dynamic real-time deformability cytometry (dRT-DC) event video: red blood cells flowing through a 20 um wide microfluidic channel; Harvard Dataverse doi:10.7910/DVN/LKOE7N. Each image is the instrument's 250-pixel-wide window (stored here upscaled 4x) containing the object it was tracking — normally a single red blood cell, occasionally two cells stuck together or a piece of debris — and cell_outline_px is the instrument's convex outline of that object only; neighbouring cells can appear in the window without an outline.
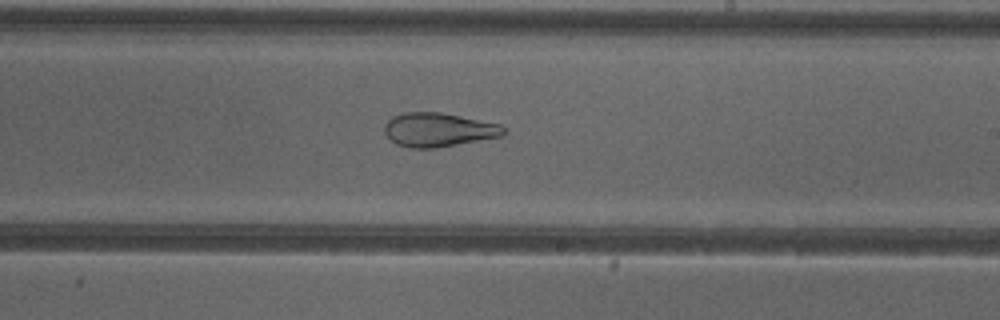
{"species": "common noctule bat (a hibernating species)", "species_latin": "Nyctalus noctula", "temperature_condition": "cold", "stored_images_in_passage": 51, "camera_frame_rate_fps": 3000, "um_per_image_px": 0.085, "animal": {"sex": "female"}, "frame": {"image": 1, "passage_image": 30, "time_ms": 9.667, "image_size_px": [1000, 320], "cell_outline_px": [[508, 132], [504, 136], [436, 148], [412, 148], [396, 144], [384, 132], [384, 124], [392, 116], [404, 112], [440, 112], [500, 124]], "centroid_in_image_um": [37.28, 11.03], "position_along_channel_um": 251.7, "area_um2": 23.64}}